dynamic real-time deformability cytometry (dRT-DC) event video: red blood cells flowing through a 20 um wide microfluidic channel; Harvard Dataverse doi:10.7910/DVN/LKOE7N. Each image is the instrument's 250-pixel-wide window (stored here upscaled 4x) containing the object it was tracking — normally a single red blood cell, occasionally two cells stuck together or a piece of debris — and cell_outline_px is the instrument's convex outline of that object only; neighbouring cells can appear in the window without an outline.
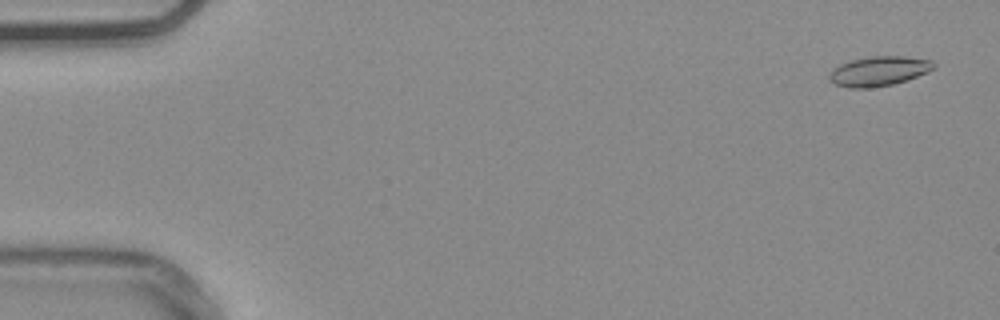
{"species": "common noctule bat (a hibernating species)", "species_latin": "Nyctalus noctula", "temperature_condition": "warm", "stored_images_in_passage": 13, "camera_frame_rate_fps": 3000, "um_per_image_px": 0.085, "animal": {"sex": "male", "body_mass_g": 20.4}, "frame": {"image": 1, "passage_image": 3, "time_ms": 0.667, "image_size_px": [1000, 320], "cell_outline_px": [[936, 68], [928, 72], [908, 80], [892, 84], [868, 88], [852, 88], [836, 84], [828, 80], [828, 76], [840, 64], [852, 60], [872, 56], [904, 56], [932, 60], [936, 64]], "centroid_in_image_um": [74.76, 6.04], "position_along_channel_um": 10.2, "area_um2": 17.98}}